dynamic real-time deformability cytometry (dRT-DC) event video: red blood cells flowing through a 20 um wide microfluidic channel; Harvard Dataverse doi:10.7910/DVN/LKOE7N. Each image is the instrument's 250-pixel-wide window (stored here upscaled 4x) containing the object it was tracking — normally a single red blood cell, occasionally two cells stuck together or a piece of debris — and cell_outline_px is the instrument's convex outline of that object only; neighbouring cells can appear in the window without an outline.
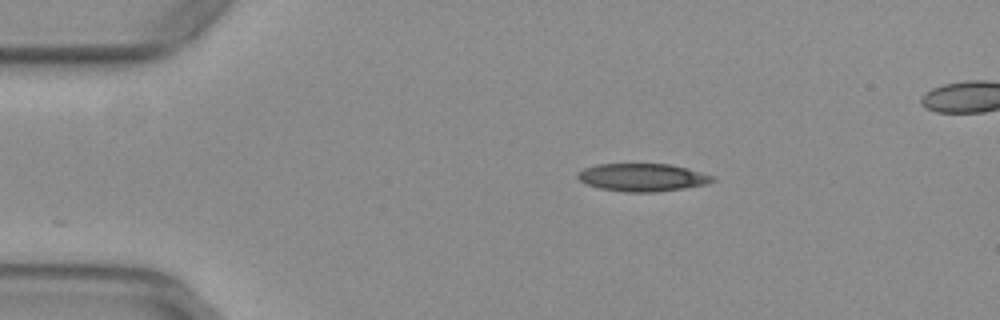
{"species": "common noctule bat (a hibernating species)", "species_latin": "Nyctalus noctula", "temperature_condition": "warm", "stored_images_in_passage": 43, "camera_frame_rate_fps": 3000, "um_per_image_px": 0.085, "animal": {"sex": "female", "body_mass_g": 29.2, "forearm_length_mm": 56.3}, "frame": {"image": 1, "passage_image": 1, "time_ms": 0.0, "image_size_px": [1000, 320], "cell_outline_px": [[716, 180], [708, 184], [684, 188], [656, 192], [624, 192], [600, 188], [588, 184], [580, 180], [576, 176], [576, 172], [584, 168], [596, 164], [672, 164], [688, 168], [716, 176]], "centroid_in_image_um": [54.64, 15.07], "position_along_channel_um": 30.4, "area_um2": 22.08}}
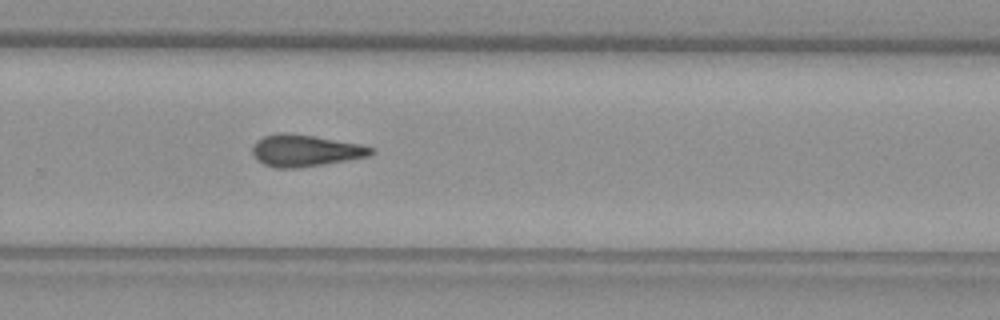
{"frame": {"image": 2, "passage_image": 26, "time_ms": 8.333, "image_size_px": [1000, 320], "cell_outline_px": [[376, 152], [368, 156], [348, 160], [324, 164], [296, 168], [276, 168], [264, 164], [256, 160], [252, 152], [252, 148], [256, 140], [264, 136], [280, 132], [284, 132], [312, 136], [360, 144], [376, 148]], "centroid_in_image_um": [25.94, 12.8], "position_along_channel_um": 303.9, "area_um2": 21.96}}
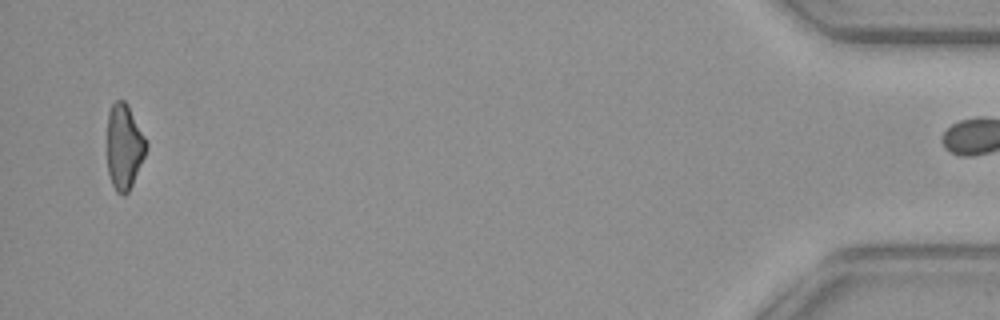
{"frame": {"image": 3, "passage_image": 42, "time_ms": 13.667, "image_size_px": [1000, 320], "cell_outline_px": [[148, 148], [132, 184], [128, 192], [124, 196], [120, 196], [116, 192], [112, 184], [108, 172], [108, 112], [112, 104], [116, 100], [124, 100], [128, 104], [148, 140]], "centroid_in_image_um": [10.58, 12.46], "position_along_channel_um": 424.6, "area_um2": 19.65}}